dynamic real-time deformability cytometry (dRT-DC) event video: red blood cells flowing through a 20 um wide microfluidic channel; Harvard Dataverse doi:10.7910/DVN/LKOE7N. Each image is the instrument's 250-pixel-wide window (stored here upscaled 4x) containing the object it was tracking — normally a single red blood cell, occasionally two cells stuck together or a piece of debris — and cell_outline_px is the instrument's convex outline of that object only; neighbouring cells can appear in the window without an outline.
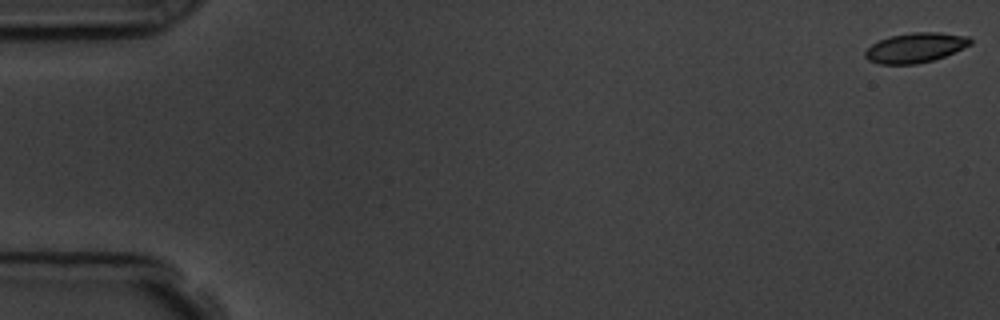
{"species": "common noctule bat (a hibernating species)", "species_latin": "Nyctalus noctula", "temperature_condition": "room temperature", "stored_images_in_passage": 57, "camera_frame_rate_fps": 3000, "um_per_image_px": 0.085, "animal": {"sex": "male", "body_mass_g": 19.5, "forearm_length_mm": 54.6}, "frame": {"image": 1, "passage_image": 1, "time_ms": 0.0, "image_size_px": [1000, 320], "cell_outline_px": [[972, 44], [944, 56], [932, 60], [916, 64], [880, 64], [868, 60], [864, 56], [864, 52], [872, 44], [880, 40], [892, 36], [912, 32], [940, 32], [968, 36], [972, 40]], "centroid_in_image_um": [77.81, 4.05], "position_along_channel_um": 7.2, "area_um2": 18.15}}
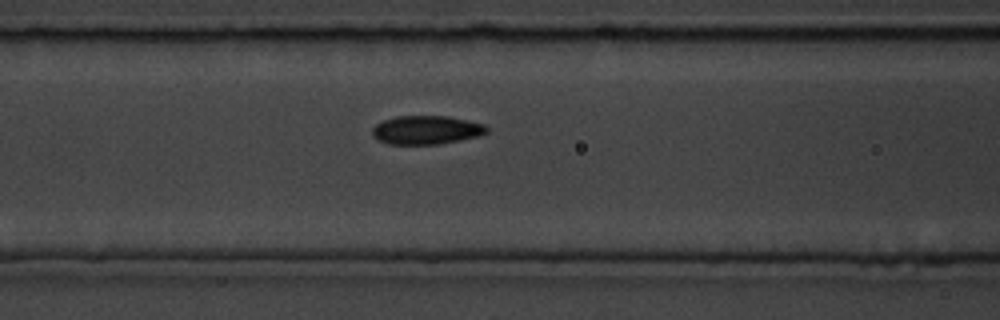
{"frame": {"image": 2, "passage_image": 24, "time_ms": 7.667, "image_size_px": [1000, 320], "cell_outline_px": [[488, 132], [476, 136], [436, 144], [388, 144], [376, 140], [372, 136], [372, 128], [376, 124], [384, 120], [396, 116], [448, 116], [468, 120], [484, 124], [488, 128]], "centroid_in_image_um": [36.19, 11.04], "position_along_channel_um": 130.4, "area_um2": 19.02}}
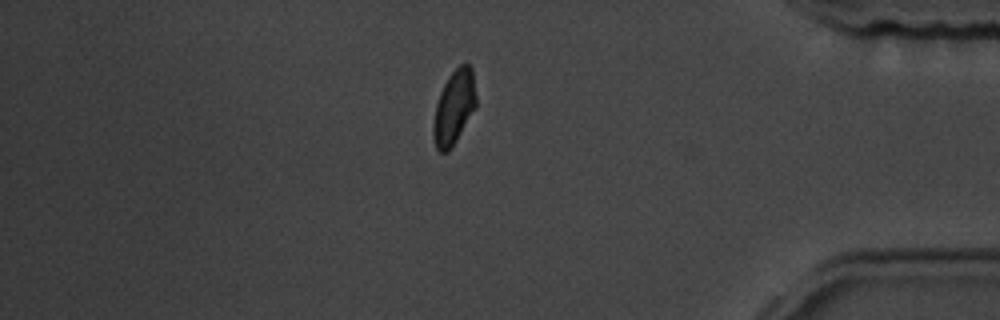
{"frame": {"image": 3, "passage_image": 49, "time_ms": 16.0, "image_size_px": [1000, 320], "cell_outline_px": [[476, 104], [452, 148], [448, 152], [440, 152], [436, 148], [432, 136], [432, 124], [436, 104], [440, 92], [448, 76], [460, 64], [468, 64], [472, 68], [476, 96]], "centroid_in_image_um": [38.56, 9.14], "position_along_channel_um": 396.6, "area_um2": 18.38}, "authors_computed_cell_mechanics": {"area_um2": 18.9584, "velocity_mm_per_s": 3.5755, "shape_relaxation_time_tau1_ms": 4.4389, "shape_relaxation_time_tau2_ms": 1.8107, "deformation_change_tau1": 0.1084, "deformation_change_tau2": 0.0493}}